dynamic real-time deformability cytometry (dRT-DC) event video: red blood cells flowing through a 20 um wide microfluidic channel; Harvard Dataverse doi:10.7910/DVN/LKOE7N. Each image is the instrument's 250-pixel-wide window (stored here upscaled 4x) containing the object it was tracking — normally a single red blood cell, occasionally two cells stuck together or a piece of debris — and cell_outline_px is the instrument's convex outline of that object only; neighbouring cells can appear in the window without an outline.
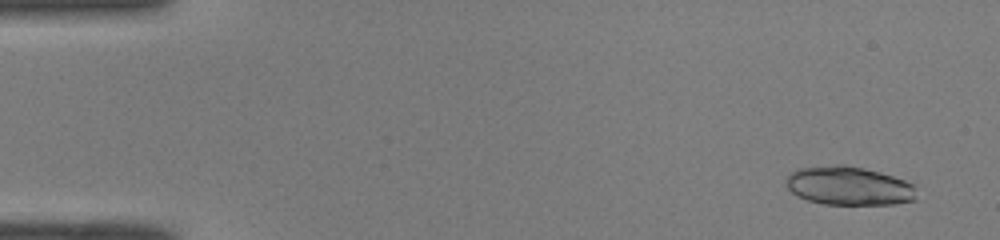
{"species": "common noctule bat (a hibernating species)", "species_latin": "Nyctalus noctula", "temperature_condition": "room temperature", "stored_images_in_passage": 50, "camera_frame_rate_fps": 3000, "um_per_image_px": 0.085, "animal": {"sex": "male", "body_mass_g": 19.0, "forearm_length_mm": 50.8}, "frame": {"image": 1, "passage_image": 3, "time_ms": 0.667, "image_size_px": [1000, 240], "cell_outline_px": [[916, 200], [896, 204], [824, 204], [808, 200], [796, 196], [788, 188], [784, 180], [792, 172], [800, 168], [836, 164], [844, 164], [864, 168], [880, 172], [904, 180], [912, 184]], "centroid_in_image_um": [72.12, 15.79], "position_along_channel_um": 12.9, "area_um2": 29.36}}
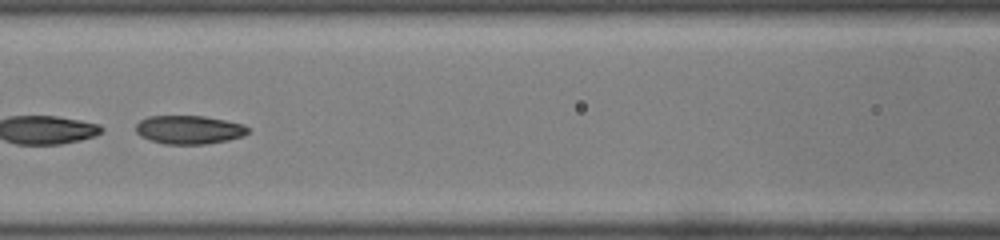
{"frame": {"image": 2, "passage_image": 23, "time_ms": 7.333, "image_size_px": [1000, 240], "cell_outline_px": [[248, 132], [244, 136], [228, 140], [204, 144], [164, 144], [140, 136], [136, 132], [136, 124], [140, 120], [148, 116], [204, 116], [244, 124], [248, 128]], "centroid_in_image_um": [16.07, 11.02], "position_along_channel_um": 150.5, "area_um2": 18.61}, "authors_computed_cell_mechanics": {"area_um2": 29.7381, "velocity_mm_per_s": 4.0898, "shape_relaxation_time_tau1_ms": 5.8077, "shape_relaxation_time_tau2_ms": 2.3606, "deformation_change_tau1": 0.1747, "deformation_change_tau2": 0.0677}}